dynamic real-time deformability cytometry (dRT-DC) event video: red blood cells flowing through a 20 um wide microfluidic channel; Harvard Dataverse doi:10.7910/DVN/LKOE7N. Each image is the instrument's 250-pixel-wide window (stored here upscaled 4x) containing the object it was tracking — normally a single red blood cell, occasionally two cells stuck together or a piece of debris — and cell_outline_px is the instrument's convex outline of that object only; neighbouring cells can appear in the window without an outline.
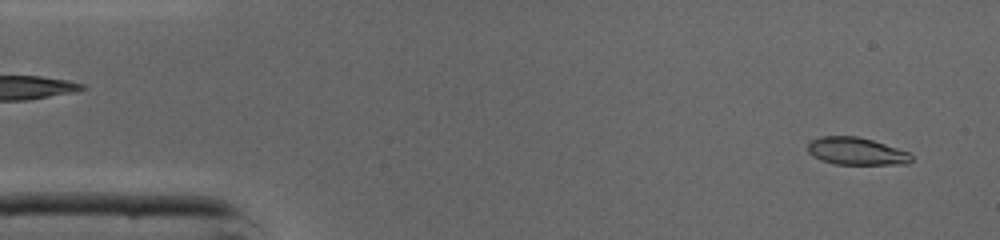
{"species": "common noctule bat (a hibernating species)", "species_latin": "Nyctalus noctula", "temperature_condition": "cold", "stored_images_in_passage": 45, "camera_frame_rate_fps": 3000, "um_per_image_px": 0.085, "animal": {"sex": "male", "body_mass_g": 19.0, "forearm_length_mm": 50.8}, "frame": {"image": 1, "passage_image": 2, "time_ms": 0.333, "image_size_px": [1000, 240], "cell_outline_px": [[912, 160], [908, 164], [836, 164], [824, 160], [808, 152], [808, 144], [812, 140], [820, 136], [856, 136], [872, 140], [908, 152], [912, 156]], "centroid_in_image_um": [72.8, 12.85], "position_along_channel_um": 12.2, "area_um2": 16.24}}
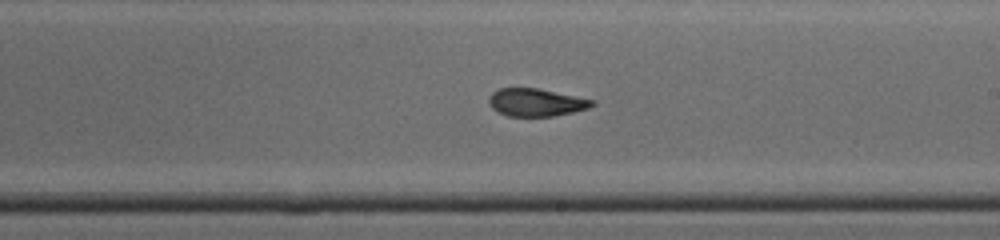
{"frame": {"image": 2, "passage_image": 25, "time_ms": 8.0, "image_size_px": [1000, 240], "cell_outline_px": [[596, 104], [588, 108], [572, 112], [552, 116], [508, 116], [492, 108], [488, 100], [492, 92], [500, 88], [536, 88], [596, 100]], "centroid_in_image_um": [45.58, 8.7], "position_along_channel_um": 243.4, "area_um2": 16.53}}
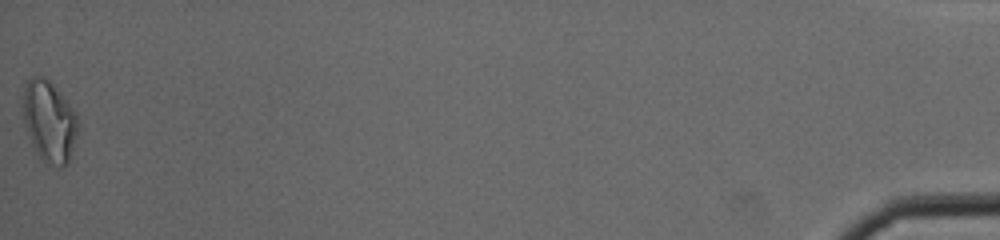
{"frame": {"image": 3, "passage_image": 45, "time_ms": 14.667, "image_size_px": [1000, 240], "cell_outline_px": [[76, 136], [68, 164], [60, 168], [40, 156], [32, 144], [24, 128], [20, 96], [28, 80], [36, 76], [44, 76], [52, 84], [76, 112]], "centroid_in_image_um": [4.13, 10.27], "position_along_channel_um": 431.1, "area_um2": 25.84}, "authors_computed_cell_mechanics": {"area_um2": 17.629, "velocity_mm_per_s": 4.3653, "shape_relaxation_time_tau1_ms": 5.7128, "shape_relaxation_time_tau2_ms": 2.1994, "deformation_change_tau1": 0.2202, "deformation_change_tau2": 0.081}}